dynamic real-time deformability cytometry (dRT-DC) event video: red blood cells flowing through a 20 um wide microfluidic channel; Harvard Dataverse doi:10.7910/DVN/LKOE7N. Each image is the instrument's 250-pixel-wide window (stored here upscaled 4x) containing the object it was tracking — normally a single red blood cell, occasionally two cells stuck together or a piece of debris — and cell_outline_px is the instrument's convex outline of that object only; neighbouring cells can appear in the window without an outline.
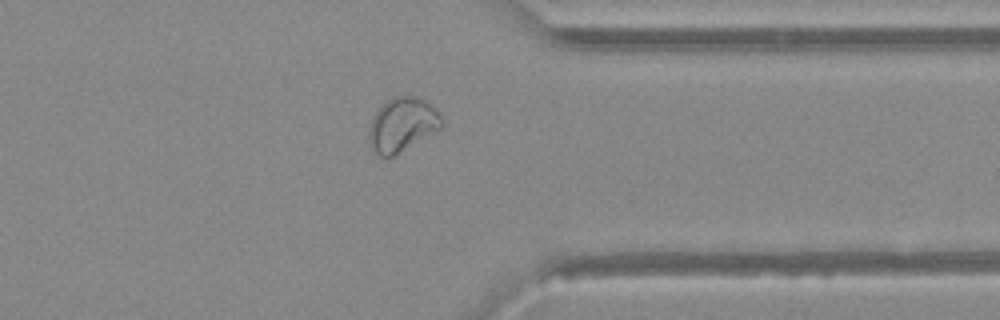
{"species": "Egyptian fruit bat (a non-hibernating species)", "species_latin": "Rousettus aegyptiacus", "temperature_condition": "warm", "stored_images_in_passage": 35, "camera_frame_rate_fps": 3000, "um_per_image_px": 0.085, "animal": {"sex": "female"}, "frame": {"image": 1, "passage_image": 25, "time_ms": 8.0, "image_size_px": [1000, 320], "cell_outline_px": [[444, 124], [436, 132], [392, 156], [380, 156], [372, 148], [368, 136], [368, 128], [372, 116], [388, 100], [396, 96], [420, 96], [428, 100], [436, 108], [444, 120]], "centroid_in_image_um": [34.23, 10.56], "position_along_channel_um": 377.2, "area_um2": 23.0}}